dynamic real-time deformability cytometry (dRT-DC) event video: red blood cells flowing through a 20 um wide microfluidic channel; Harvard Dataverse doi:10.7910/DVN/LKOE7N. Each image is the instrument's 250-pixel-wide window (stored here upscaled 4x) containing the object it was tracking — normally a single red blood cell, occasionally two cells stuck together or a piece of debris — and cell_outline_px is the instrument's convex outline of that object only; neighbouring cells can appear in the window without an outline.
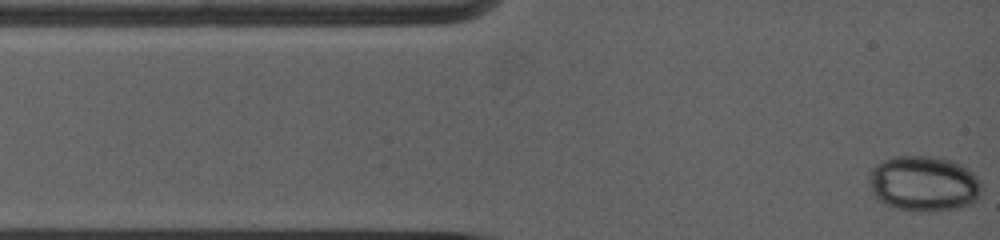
{"species": "common noctule bat (a hibernating species)", "species_latin": "Nyctalus noctula", "temperature_condition": "warm", "stored_images_in_passage": 10, "camera_frame_rate_fps": 5000, "um_per_image_px": 0.085, "animal": {"sex": "female", "body_mass_g": 19.0, "forearm_length_mm": 53.3}, "frame": {"image": 1, "passage_image": 1, "time_ms": 0.0, "image_size_px": [1000, 240], "cell_outline_px": [[984, 188], [980, 196], [972, 204], [960, 208], [936, 212], [916, 212], [888, 208], [872, 192], [868, 184], [868, 176], [872, 168], [876, 164], [884, 160], [896, 156], [936, 156], [952, 160], [968, 168], [976, 176]], "centroid_in_image_um": [78.53, 15.64], "position_along_channel_um": 6.5, "area_um2": 37.45}}